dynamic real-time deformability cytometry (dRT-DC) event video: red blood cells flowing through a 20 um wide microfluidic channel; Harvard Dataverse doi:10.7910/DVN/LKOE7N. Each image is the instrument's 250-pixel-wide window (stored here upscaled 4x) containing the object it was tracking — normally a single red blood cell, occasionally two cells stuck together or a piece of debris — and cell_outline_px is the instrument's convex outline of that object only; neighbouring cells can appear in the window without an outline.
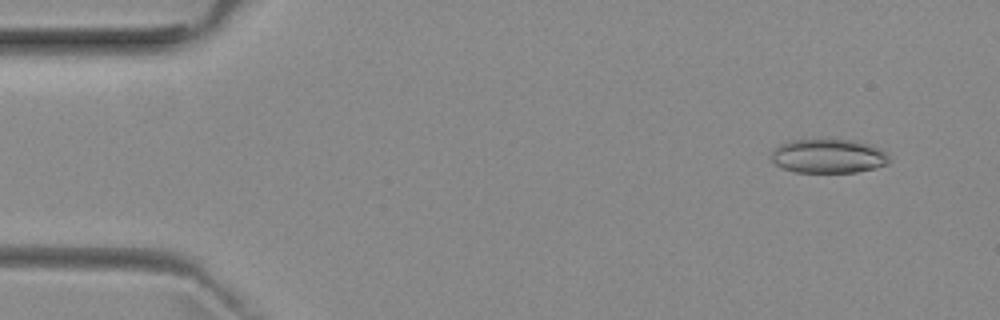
{"species": "common noctule bat (a hibernating species)", "species_latin": "Nyctalus noctula", "temperature_condition": "room temperature", "stored_images_in_passage": 51, "camera_frame_rate_fps": 3000, "um_per_image_px": 0.085, "animal": {"sex": "female", "body_mass_g": 29.2, "forearm_length_mm": 56.3}, "frame": {"image": 1, "passage_image": 4, "time_ms": 1.0, "image_size_px": [1000, 320], "cell_outline_px": [[888, 164], [876, 168], [856, 172], [796, 172], [784, 168], [776, 164], [772, 160], [772, 152], [784, 140], [820, 136], [856, 140], [880, 148], [888, 156]], "centroid_in_image_um": [70.39, 13.2], "position_along_channel_um": 14.6, "area_um2": 24.33}}
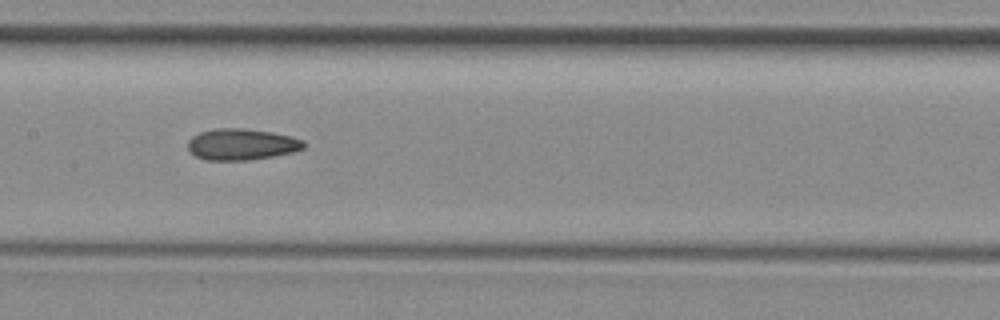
{"frame": {"image": 2, "passage_image": 25, "time_ms": 8.0, "image_size_px": [1000, 320], "cell_outline_px": [[304, 148], [292, 152], [272, 156], [248, 160], [208, 160], [196, 156], [188, 148], [188, 140], [192, 136], [200, 132], [212, 128], [240, 128], [268, 132], [292, 136], [304, 140]], "centroid_in_image_um": [20.52, 12.26], "position_along_channel_um": 186.9, "area_um2": 20.98}}
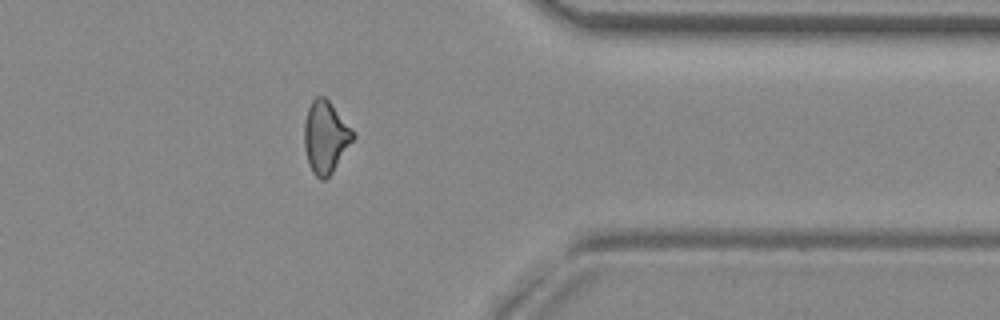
{"frame": {"image": 3, "passage_image": 41, "time_ms": 13.333, "image_size_px": [1000, 320], "cell_outline_px": [[356, 136], [332, 172], [324, 180], [320, 180], [312, 172], [308, 164], [304, 148], [304, 124], [308, 108], [312, 100], [316, 96], [324, 96], [328, 100], [356, 132]], "centroid_in_image_um": [27.67, 11.65], "position_along_channel_um": 383.7, "area_um2": 20.58}}